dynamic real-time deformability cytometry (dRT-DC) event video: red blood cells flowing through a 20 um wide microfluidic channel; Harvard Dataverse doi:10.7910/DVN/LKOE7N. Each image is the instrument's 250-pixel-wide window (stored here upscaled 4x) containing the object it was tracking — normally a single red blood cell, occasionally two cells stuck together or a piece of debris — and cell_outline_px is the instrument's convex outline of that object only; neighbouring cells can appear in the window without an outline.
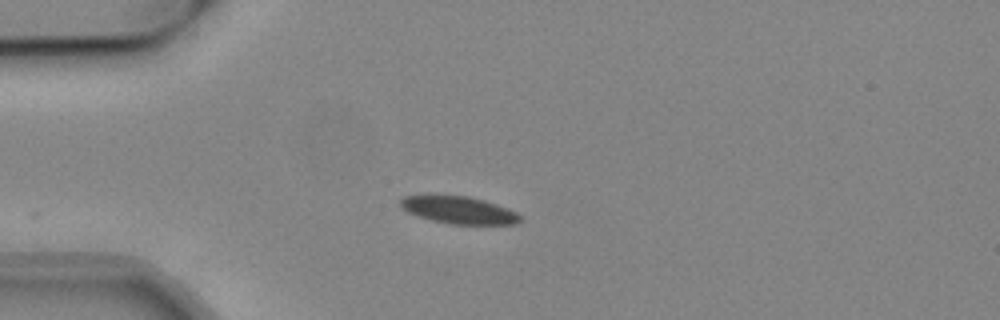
{"species": "common noctule bat (a hibernating species)", "species_latin": "Nyctalus noctula", "temperature_condition": "cold", "stored_images_in_passage": 40, "camera_frame_rate_fps": 3000, "um_per_image_px": 0.085, "animal": {"sex": "male", "body_mass_g": 19.2, "forearm_length_mm": 51.8}, "frame": {"image": 1, "passage_image": 1, "time_ms": 0.0, "image_size_px": [1000, 320], "cell_outline_px": [[520, 220], [516, 224], [448, 224], [432, 220], [408, 212], [400, 204], [400, 200], [404, 196], [468, 196], [484, 200], [496, 204], [516, 212], [520, 216]], "centroid_in_image_um": [39.02, 17.86], "position_along_channel_um": 46.0, "area_um2": 18.61}}
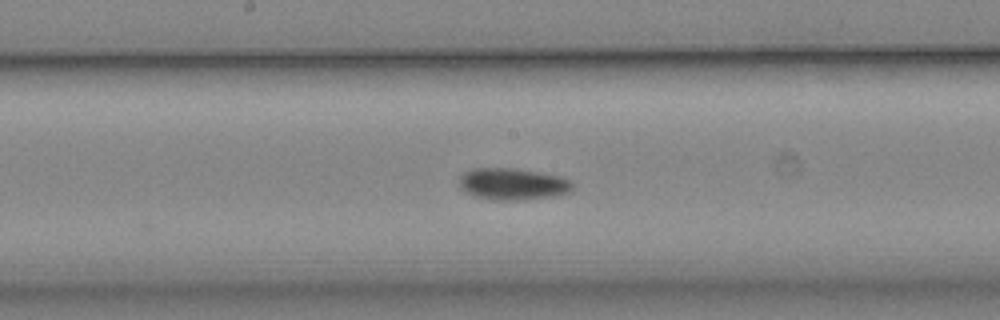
{"frame": {"image": 2, "passage_image": 15, "time_ms": 4.667, "image_size_px": [1000, 320], "cell_outline_px": [[572, 188], [568, 192], [556, 196], [520, 200], [496, 200], [476, 196], [460, 188], [460, 176], [464, 172], [472, 168], [516, 168], [560, 176], [568, 180], [572, 184]], "centroid_in_image_um": [43.57, 15.63], "position_along_channel_um": 204.6, "area_um2": 20.81}}
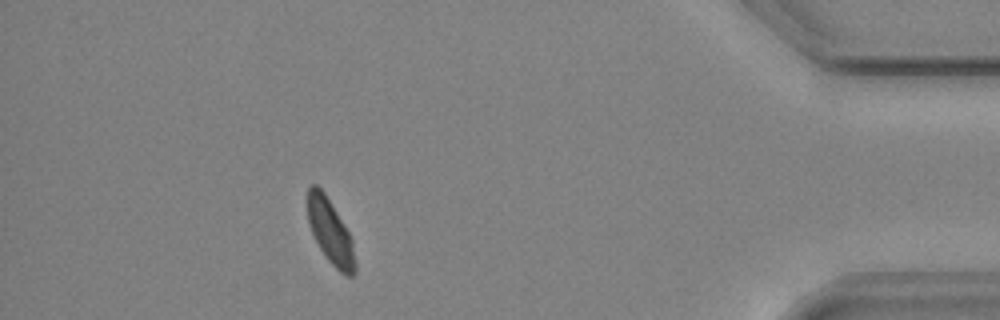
{"frame": {"image": 3, "passage_image": 35, "time_ms": 11.333, "image_size_px": [1000, 320], "cell_outline_px": [[356, 272], [352, 276], [348, 276], [340, 272], [328, 260], [320, 248], [312, 232], [308, 220], [308, 188], [312, 184], [316, 184], [324, 192], [348, 232], [352, 240], [356, 264]], "centroid_in_image_um": [28.09, 19.72], "position_along_channel_um": 407.1, "area_um2": 17.46}, "authors_computed_cell_mechanics": {"area_um2": 19.5075, "velocity_mm_per_s": 3.8166, "shape_relaxation_time_tau1_ms": null, "shape_relaxation_time_tau2_ms": 2.4404, "deformation_change_tau1": null, "deformation_change_tau2": 0.0375}}